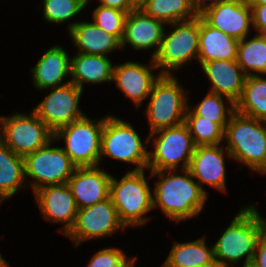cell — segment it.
I'll return each instance as SVG.
<instances>
[{"label": "cell", "mask_w": 266, "mask_h": 267, "mask_svg": "<svg viewBox=\"0 0 266 267\" xmlns=\"http://www.w3.org/2000/svg\"><path fill=\"white\" fill-rule=\"evenodd\" d=\"M195 146L219 145L224 141V129L211 120L197 116L187 107L185 122Z\"/></svg>", "instance_id": "cell-30"}, {"label": "cell", "mask_w": 266, "mask_h": 267, "mask_svg": "<svg viewBox=\"0 0 266 267\" xmlns=\"http://www.w3.org/2000/svg\"><path fill=\"white\" fill-rule=\"evenodd\" d=\"M201 68L211 82L209 92L225 96L230 105L240 99L246 75L236 60H215L204 62Z\"/></svg>", "instance_id": "cell-20"}, {"label": "cell", "mask_w": 266, "mask_h": 267, "mask_svg": "<svg viewBox=\"0 0 266 267\" xmlns=\"http://www.w3.org/2000/svg\"><path fill=\"white\" fill-rule=\"evenodd\" d=\"M166 24L156 18L146 15L140 8L131 11L125 19L124 36L121 48L128 43L135 50L154 48L153 59L161 46Z\"/></svg>", "instance_id": "cell-19"}, {"label": "cell", "mask_w": 266, "mask_h": 267, "mask_svg": "<svg viewBox=\"0 0 266 267\" xmlns=\"http://www.w3.org/2000/svg\"><path fill=\"white\" fill-rule=\"evenodd\" d=\"M223 97V95L208 92L199 105H196L194 108H192V106L189 107L197 116H201L205 119L218 123L223 129H225L231 116L236 111V107L235 105L226 107Z\"/></svg>", "instance_id": "cell-31"}, {"label": "cell", "mask_w": 266, "mask_h": 267, "mask_svg": "<svg viewBox=\"0 0 266 267\" xmlns=\"http://www.w3.org/2000/svg\"><path fill=\"white\" fill-rule=\"evenodd\" d=\"M248 5H266V0H245Z\"/></svg>", "instance_id": "cell-39"}, {"label": "cell", "mask_w": 266, "mask_h": 267, "mask_svg": "<svg viewBox=\"0 0 266 267\" xmlns=\"http://www.w3.org/2000/svg\"><path fill=\"white\" fill-rule=\"evenodd\" d=\"M224 139L232 159L266 174L265 121L235 111L224 129Z\"/></svg>", "instance_id": "cell-3"}, {"label": "cell", "mask_w": 266, "mask_h": 267, "mask_svg": "<svg viewBox=\"0 0 266 267\" xmlns=\"http://www.w3.org/2000/svg\"><path fill=\"white\" fill-rule=\"evenodd\" d=\"M150 171V177L158 176L153 192V208L159 207L164 215L177 223L199 215L207 200V192L195 182L189 169Z\"/></svg>", "instance_id": "cell-1"}, {"label": "cell", "mask_w": 266, "mask_h": 267, "mask_svg": "<svg viewBox=\"0 0 266 267\" xmlns=\"http://www.w3.org/2000/svg\"><path fill=\"white\" fill-rule=\"evenodd\" d=\"M252 261L257 267H266V233L259 238Z\"/></svg>", "instance_id": "cell-37"}, {"label": "cell", "mask_w": 266, "mask_h": 267, "mask_svg": "<svg viewBox=\"0 0 266 267\" xmlns=\"http://www.w3.org/2000/svg\"><path fill=\"white\" fill-rule=\"evenodd\" d=\"M207 247L205 237L185 243L174 242L162 267H215L214 247Z\"/></svg>", "instance_id": "cell-25"}, {"label": "cell", "mask_w": 266, "mask_h": 267, "mask_svg": "<svg viewBox=\"0 0 266 267\" xmlns=\"http://www.w3.org/2000/svg\"><path fill=\"white\" fill-rule=\"evenodd\" d=\"M236 61L246 76L266 75V43L260 34L239 41Z\"/></svg>", "instance_id": "cell-29"}, {"label": "cell", "mask_w": 266, "mask_h": 267, "mask_svg": "<svg viewBox=\"0 0 266 267\" xmlns=\"http://www.w3.org/2000/svg\"><path fill=\"white\" fill-rule=\"evenodd\" d=\"M235 107L243 115L266 122V78L246 76L242 95Z\"/></svg>", "instance_id": "cell-27"}, {"label": "cell", "mask_w": 266, "mask_h": 267, "mask_svg": "<svg viewBox=\"0 0 266 267\" xmlns=\"http://www.w3.org/2000/svg\"><path fill=\"white\" fill-rule=\"evenodd\" d=\"M257 33L261 35V37L264 39V41L266 43V31L265 32H257Z\"/></svg>", "instance_id": "cell-42"}, {"label": "cell", "mask_w": 266, "mask_h": 267, "mask_svg": "<svg viewBox=\"0 0 266 267\" xmlns=\"http://www.w3.org/2000/svg\"><path fill=\"white\" fill-rule=\"evenodd\" d=\"M111 175L98 166L77 167L67 184L78 209L109 198Z\"/></svg>", "instance_id": "cell-17"}, {"label": "cell", "mask_w": 266, "mask_h": 267, "mask_svg": "<svg viewBox=\"0 0 266 267\" xmlns=\"http://www.w3.org/2000/svg\"><path fill=\"white\" fill-rule=\"evenodd\" d=\"M206 1L207 0H189L197 15L202 14L206 9L217 5L222 0H208V3Z\"/></svg>", "instance_id": "cell-38"}, {"label": "cell", "mask_w": 266, "mask_h": 267, "mask_svg": "<svg viewBox=\"0 0 266 267\" xmlns=\"http://www.w3.org/2000/svg\"><path fill=\"white\" fill-rule=\"evenodd\" d=\"M239 40L230 37L217 28L210 26L200 16V36L198 62L215 60H236Z\"/></svg>", "instance_id": "cell-23"}, {"label": "cell", "mask_w": 266, "mask_h": 267, "mask_svg": "<svg viewBox=\"0 0 266 267\" xmlns=\"http://www.w3.org/2000/svg\"><path fill=\"white\" fill-rule=\"evenodd\" d=\"M87 6V0H43V17L49 23L71 20Z\"/></svg>", "instance_id": "cell-32"}, {"label": "cell", "mask_w": 266, "mask_h": 267, "mask_svg": "<svg viewBox=\"0 0 266 267\" xmlns=\"http://www.w3.org/2000/svg\"><path fill=\"white\" fill-rule=\"evenodd\" d=\"M66 52L59 45L44 52L37 64L31 69L33 83L37 89L54 88L70 82V80L62 82L70 75L71 57Z\"/></svg>", "instance_id": "cell-21"}, {"label": "cell", "mask_w": 266, "mask_h": 267, "mask_svg": "<svg viewBox=\"0 0 266 267\" xmlns=\"http://www.w3.org/2000/svg\"><path fill=\"white\" fill-rule=\"evenodd\" d=\"M139 8L146 15L165 24L187 21L198 16L189 0H145Z\"/></svg>", "instance_id": "cell-28"}, {"label": "cell", "mask_w": 266, "mask_h": 267, "mask_svg": "<svg viewBox=\"0 0 266 267\" xmlns=\"http://www.w3.org/2000/svg\"><path fill=\"white\" fill-rule=\"evenodd\" d=\"M126 16L127 13L121 10L98 5L93 10V23L122 41Z\"/></svg>", "instance_id": "cell-33"}, {"label": "cell", "mask_w": 266, "mask_h": 267, "mask_svg": "<svg viewBox=\"0 0 266 267\" xmlns=\"http://www.w3.org/2000/svg\"><path fill=\"white\" fill-rule=\"evenodd\" d=\"M126 257L119 248H103L93 255L88 267H127L136 258Z\"/></svg>", "instance_id": "cell-34"}, {"label": "cell", "mask_w": 266, "mask_h": 267, "mask_svg": "<svg viewBox=\"0 0 266 267\" xmlns=\"http://www.w3.org/2000/svg\"><path fill=\"white\" fill-rule=\"evenodd\" d=\"M113 67L107 56L77 52L70 58V82L82 90L84 83L112 82Z\"/></svg>", "instance_id": "cell-24"}, {"label": "cell", "mask_w": 266, "mask_h": 267, "mask_svg": "<svg viewBox=\"0 0 266 267\" xmlns=\"http://www.w3.org/2000/svg\"><path fill=\"white\" fill-rule=\"evenodd\" d=\"M0 139L17 155L26 156L45 146L54 132L32 110L30 114L0 116Z\"/></svg>", "instance_id": "cell-10"}, {"label": "cell", "mask_w": 266, "mask_h": 267, "mask_svg": "<svg viewBox=\"0 0 266 267\" xmlns=\"http://www.w3.org/2000/svg\"><path fill=\"white\" fill-rule=\"evenodd\" d=\"M26 178L23 156L15 154L0 139V203L25 188Z\"/></svg>", "instance_id": "cell-26"}, {"label": "cell", "mask_w": 266, "mask_h": 267, "mask_svg": "<svg viewBox=\"0 0 266 267\" xmlns=\"http://www.w3.org/2000/svg\"><path fill=\"white\" fill-rule=\"evenodd\" d=\"M263 224H264V230H265V233H266V219L265 220L263 219Z\"/></svg>", "instance_id": "cell-45"}, {"label": "cell", "mask_w": 266, "mask_h": 267, "mask_svg": "<svg viewBox=\"0 0 266 267\" xmlns=\"http://www.w3.org/2000/svg\"><path fill=\"white\" fill-rule=\"evenodd\" d=\"M252 8V20L257 32L266 31V5H249Z\"/></svg>", "instance_id": "cell-35"}, {"label": "cell", "mask_w": 266, "mask_h": 267, "mask_svg": "<svg viewBox=\"0 0 266 267\" xmlns=\"http://www.w3.org/2000/svg\"><path fill=\"white\" fill-rule=\"evenodd\" d=\"M104 118L91 120L86 115L62 126L54 132V139H63L66 147H62L77 167L98 166L101 153V134Z\"/></svg>", "instance_id": "cell-9"}, {"label": "cell", "mask_w": 266, "mask_h": 267, "mask_svg": "<svg viewBox=\"0 0 266 267\" xmlns=\"http://www.w3.org/2000/svg\"><path fill=\"white\" fill-rule=\"evenodd\" d=\"M175 74H161L153 84L145 111L150 133L175 127L185 122L188 92L183 90Z\"/></svg>", "instance_id": "cell-5"}, {"label": "cell", "mask_w": 266, "mask_h": 267, "mask_svg": "<svg viewBox=\"0 0 266 267\" xmlns=\"http://www.w3.org/2000/svg\"><path fill=\"white\" fill-rule=\"evenodd\" d=\"M125 226L119 220L117 210L109 197L105 201L78 209L74 225L66 234L75 246L90 239L106 237Z\"/></svg>", "instance_id": "cell-12"}, {"label": "cell", "mask_w": 266, "mask_h": 267, "mask_svg": "<svg viewBox=\"0 0 266 267\" xmlns=\"http://www.w3.org/2000/svg\"><path fill=\"white\" fill-rule=\"evenodd\" d=\"M53 141L54 138L23 157L25 176L32 178L33 192L49 185L66 184L77 168L61 147L51 146Z\"/></svg>", "instance_id": "cell-11"}, {"label": "cell", "mask_w": 266, "mask_h": 267, "mask_svg": "<svg viewBox=\"0 0 266 267\" xmlns=\"http://www.w3.org/2000/svg\"><path fill=\"white\" fill-rule=\"evenodd\" d=\"M134 127L118 118L107 115L101 134V153L103 156L136 165L133 171L148 169V151Z\"/></svg>", "instance_id": "cell-8"}, {"label": "cell", "mask_w": 266, "mask_h": 267, "mask_svg": "<svg viewBox=\"0 0 266 267\" xmlns=\"http://www.w3.org/2000/svg\"><path fill=\"white\" fill-rule=\"evenodd\" d=\"M242 267H257V265L253 261H250L247 263H243Z\"/></svg>", "instance_id": "cell-41"}, {"label": "cell", "mask_w": 266, "mask_h": 267, "mask_svg": "<svg viewBox=\"0 0 266 267\" xmlns=\"http://www.w3.org/2000/svg\"><path fill=\"white\" fill-rule=\"evenodd\" d=\"M68 31L79 53L106 56L121 48V41L116 36L104 32L93 22H71Z\"/></svg>", "instance_id": "cell-22"}, {"label": "cell", "mask_w": 266, "mask_h": 267, "mask_svg": "<svg viewBox=\"0 0 266 267\" xmlns=\"http://www.w3.org/2000/svg\"><path fill=\"white\" fill-rule=\"evenodd\" d=\"M152 138L154 150L148 152V170L176 172L181 161L182 170L189 168L195 144L185 123L149 133L145 143H149Z\"/></svg>", "instance_id": "cell-7"}, {"label": "cell", "mask_w": 266, "mask_h": 267, "mask_svg": "<svg viewBox=\"0 0 266 267\" xmlns=\"http://www.w3.org/2000/svg\"><path fill=\"white\" fill-rule=\"evenodd\" d=\"M89 0H87V4ZM105 7L115 8L126 12L127 14L131 11L137 10L139 6L134 0H100V4Z\"/></svg>", "instance_id": "cell-36"}, {"label": "cell", "mask_w": 266, "mask_h": 267, "mask_svg": "<svg viewBox=\"0 0 266 267\" xmlns=\"http://www.w3.org/2000/svg\"><path fill=\"white\" fill-rule=\"evenodd\" d=\"M0 267H9V264H7L6 260L3 259L2 256H0Z\"/></svg>", "instance_id": "cell-40"}, {"label": "cell", "mask_w": 266, "mask_h": 267, "mask_svg": "<svg viewBox=\"0 0 266 267\" xmlns=\"http://www.w3.org/2000/svg\"><path fill=\"white\" fill-rule=\"evenodd\" d=\"M168 25L174 29L169 33L164 30L161 46L153 58L156 67L161 68L160 74H172L191 60H198L200 15Z\"/></svg>", "instance_id": "cell-6"}, {"label": "cell", "mask_w": 266, "mask_h": 267, "mask_svg": "<svg viewBox=\"0 0 266 267\" xmlns=\"http://www.w3.org/2000/svg\"><path fill=\"white\" fill-rule=\"evenodd\" d=\"M137 257L127 266V267H133L135 261H136Z\"/></svg>", "instance_id": "cell-44"}, {"label": "cell", "mask_w": 266, "mask_h": 267, "mask_svg": "<svg viewBox=\"0 0 266 267\" xmlns=\"http://www.w3.org/2000/svg\"><path fill=\"white\" fill-rule=\"evenodd\" d=\"M36 201L47 221L65 223L59 230L66 235L74 225L78 207L68 184L39 188L34 192Z\"/></svg>", "instance_id": "cell-15"}, {"label": "cell", "mask_w": 266, "mask_h": 267, "mask_svg": "<svg viewBox=\"0 0 266 267\" xmlns=\"http://www.w3.org/2000/svg\"><path fill=\"white\" fill-rule=\"evenodd\" d=\"M135 3L140 6L145 0H134Z\"/></svg>", "instance_id": "cell-43"}, {"label": "cell", "mask_w": 266, "mask_h": 267, "mask_svg": "<svg viewBox=\"0 0 266 267\" xmlns=\"http://www.w3.org/2000/svg\"><path fill=\"white\" fill-rule=\"evenodd\" d=\"M150 60L151 67L132 61L120 63V65L115 64L113 67L112 82H115L126 97L132 99L137 108L145 99H148L153 84L161 76L160 73L158 75L152 73L150 68H158L154 60L152 58Z\"/></svg>", "instance_id": "cell-16"}, {"label": "cell", "mask_w": 266, "mask_h": 267, "mask_svg": "<svg viewBox=\"0 0 266 267\" xmlns=\"http://www.w3.org/2000/svg\"><path fill=\"white\" fill-rule=\"evenodd\" d=\"M200 16L210 26L239 41L247 37L253 25L252 8L245 0H222Z\"/></svg>", "instance_id": "cell-14"}, {"label": "cell", "mask_w": 266, "mask_h": 267, "mask_svg": "<svg viewBox=\"0 0 266 267\" xmlns=\"http://www.w3.org/2000/svg\"><path fill=\"white\" fill-rule=\"evenodd\" d=\"M109 197L125 228L145 225L150 219L145 214L154 209L153 196L144 170H130L121 180L112 176Z\"/></svg>", "instance_id": "cell-4"}, {"label": "cell", "mask_w": 266, "mask_h": 267, "mask_svg": "<svg viewBox=\"0 0 266 267\" xmlns=\"http://www.w3.org/2000/svg\"><path fill=\"white\" fill-rule=\"evenodd\" d=\"M264 232L263 218L254 205L240 209L213 245L217 266L230 267L243 258L244 263L252 261L257 242Z\"/></svg>", "instance_id": "cell-2"}, {"label": "cell", "mask_w": 266, "mask_h": 267, "mask_svg": "<svg viewBox=\"0 0 266 267\" xmlns=\"http://www.w3.org/2000/svg\"><path fill=\"white\" fill-rule=\"evenodd\" d=\"M222 146V144L221 147L220 144L195 146L188 169L202 189V184L205 183L221 192H226L224 153H226L229 158L232 157L230 152L227 149H225V151Z\"/></svg>", "instance_id": "cell-18"}, {"label": "cell", "mask_w": 266, "mask_h": 267, "mask_svg": "<svg viewBox=\"0 0 266 267\" xmlns=\"http://www.w3.org/2000/svg\"><path fill=\"white\" fill-rule=\"evenodd\" d=\"M50 90L49 95L33 111L53 132L85 115L78 106L83 90L74 83L69 82Z\"/></svg>", "instance_id": "cell-13"}]
</instances>
